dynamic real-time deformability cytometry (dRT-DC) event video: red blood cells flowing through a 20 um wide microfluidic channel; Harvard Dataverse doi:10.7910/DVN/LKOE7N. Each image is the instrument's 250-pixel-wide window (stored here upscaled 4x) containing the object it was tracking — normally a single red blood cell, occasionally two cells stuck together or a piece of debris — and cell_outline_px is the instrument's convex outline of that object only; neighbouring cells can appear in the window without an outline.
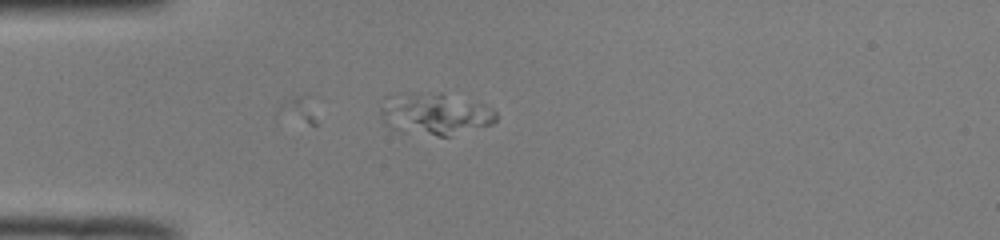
{"species": "common noctule bat (a hibernating species)", "species_latin": "Nyctalus noctula", "temperature_condition": "room temperature", "stored_images_in_passage": 15, "camera_frame_rate_fps": 3000, "um_per_image_px": 0.085, "animal": {"sex": "male", "body_mass_g": 19.0, "forearm_length_mm": 50.8}, "frame": {"image": 1, "passage_image": 15, "time_ms": 4.667, "image_size_px": [1000, 240], "cell_outline_px": [[496, 120], [492, 124], [452, 136], [440, 136], [380, 112], [380, 108], [384, 96], [440, 92], [484, 104], [492, 108], [496, 112]], "centroid_in_image_um": [37.3, 9.57], "position_along_channel_um": 47.7, "area_um2": 25.2}}